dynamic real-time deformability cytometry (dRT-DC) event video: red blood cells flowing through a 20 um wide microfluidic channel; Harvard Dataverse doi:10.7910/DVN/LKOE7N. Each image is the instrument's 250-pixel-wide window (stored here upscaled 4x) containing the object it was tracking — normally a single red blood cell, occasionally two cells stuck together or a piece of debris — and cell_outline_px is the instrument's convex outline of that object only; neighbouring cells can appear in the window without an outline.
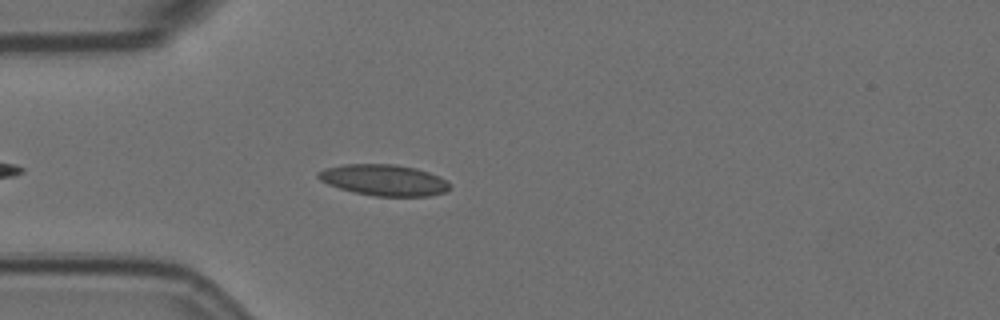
{"species": "Egyptian fruit bat (a non-hibernating species)", "species_latin": "Rousettus aegyptiacus", "temperature_condition": "room temperature", "stored_images_in_passage": 36, "camera_frame_rate_fps": 3000, "um_per_image_px": 0.085, "animal": {"sex": "female"}, "frame": {"image": 1, "passage_image": 5, "time_ms": 1.333, "image_size_px": [1000, 320], "cell_outline_px": [[452, 188], [448, 192], [428, 196], [376, 196], [356, 192], [340, 188], [328, 184], [320, 180], [316, 176], [316, 172], [324, 168], [344, 164], [396, 164], [416, 168], [440, 176], [452, 184]], "centroid_in_image_um": [32.68, 15.3], "position_along_channel_um": 52.3, "area_um2": 24.1}}
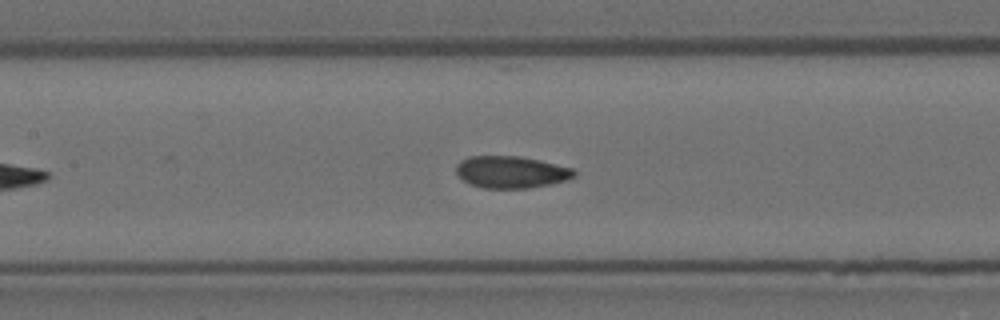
{"frame": {"image": 2, "passage_image": 15, "time_ms": 4.667, "image_size_px": [1000, 320], "cell_outline_px": [[576, 176], [568, 180], [552, 184], [528, 188], [484, 188], [472, 184], [464, 180], [456, 172], [456, 164], [460, 160], [468, 156], [520, 156], [540, 160], [572, 168], [576, 172]], "centroid_in_image_um": [43.47, 14.62], "position_along_channel_um": 163.9, "area_um2": 22.08}}
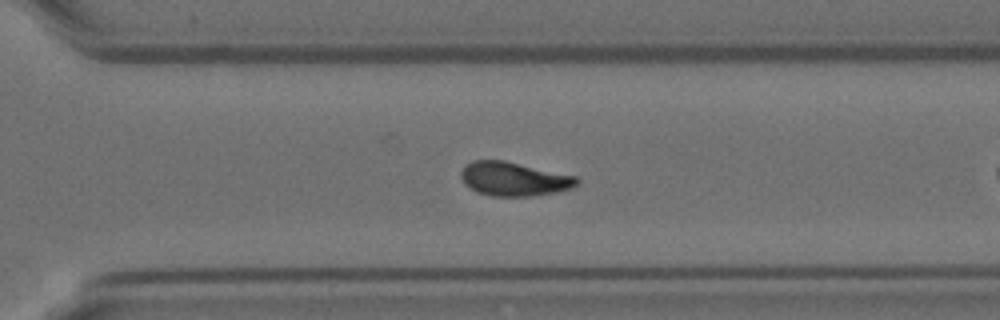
{"frame": {"image": 3, "passage_image": 25, "time_ms": 8.0, "image_size_px": [1000, 320], "cell_outline_px": [[580, 180], [572, 188], [556, 192], [532, 196], [492, 196], [476, 192], [464, 184], [460, 176], [460, 172], [464, 164], [472, 160], [504, 160], [576, 176]], "centroid_in_image_um": [43.64, 15.2], "position_along_channel_um": 327.0, "area_um2": 23.06}, "authors_computed_cell_mechanics": {"area_um2": 22.253, "velocity_mm_per_s": 3.5741, "shape_relaxation_time_tau1_ms": 2.2, "shape_relaxation_time_tau2_ms": 1.6924, "deformation_change_tau1": 0.0732, "deformation_change_tau2": 0.0661}}